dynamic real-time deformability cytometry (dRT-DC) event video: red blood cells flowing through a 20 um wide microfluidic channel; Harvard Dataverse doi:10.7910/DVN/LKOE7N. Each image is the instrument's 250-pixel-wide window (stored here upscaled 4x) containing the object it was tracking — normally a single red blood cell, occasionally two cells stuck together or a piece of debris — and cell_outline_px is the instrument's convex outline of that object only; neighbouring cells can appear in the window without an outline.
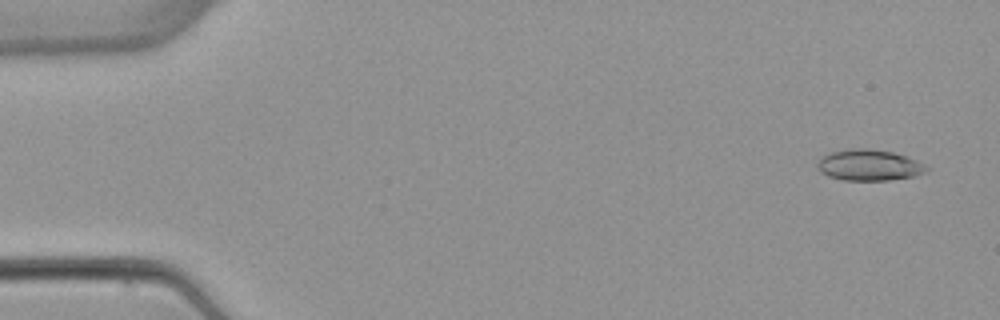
{"species": "common noctule bat (a hibernating species)", "species_latin": "Nyctalus noctula", "temperature_condition": "warm", "stored_images_in_passage": 7, "camera_frame_rate_fps": 3000, "um_per_image_px": 0.085, "animal": {"sex": "female", "body_mass_g": 22.7, "forearm_length_mm": 54.2}, "frame": {"image": 1, "passage_image": 1, "time_ms": 0.0, "image_size_px": [1000, 320], "cell_outline_px": [[928, 168], [924, 172], [912, 176], [888, 180], [844, 180], [828, 176], [820, 172], [816, 168], [816, 164], [824, 156], [832, 152], [848, 148], [868, 148], [892, 152], [916, 160], [924, 164]], "centroid_in_image_um": [73.82, 14.03], "position_along_channel_um": 11.2, "area_um2": 19.54}}
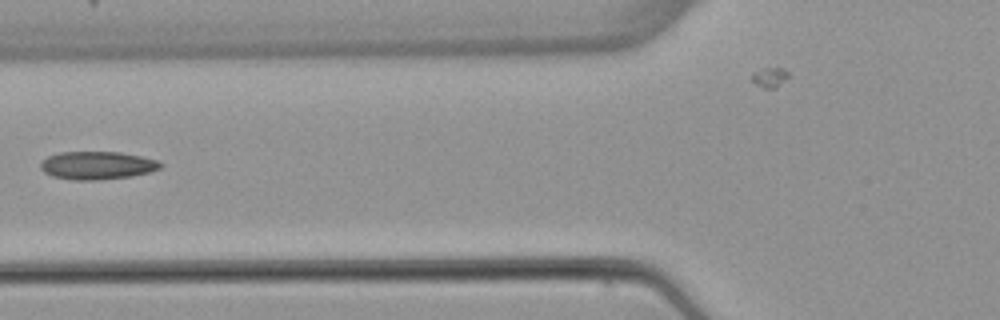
{"frame": {"image": 2, "passage_image": 5, "time_ms": 6.0, "image_size_px": [1000, 320], "cell_outline_px": [[164, 164], [160, 168], [152, 172], [132, 176], [100, 180], [72, 180], [52, 176], [44, 172], [40, 168], [40, 160], [48, 156], [60, 152], [120, 152], [140, 156], [156, 160]], "centroid_in_image_um": [8.25, 14.06], "position_along_channel_um": 117.6, "area_um2": 19.77}}
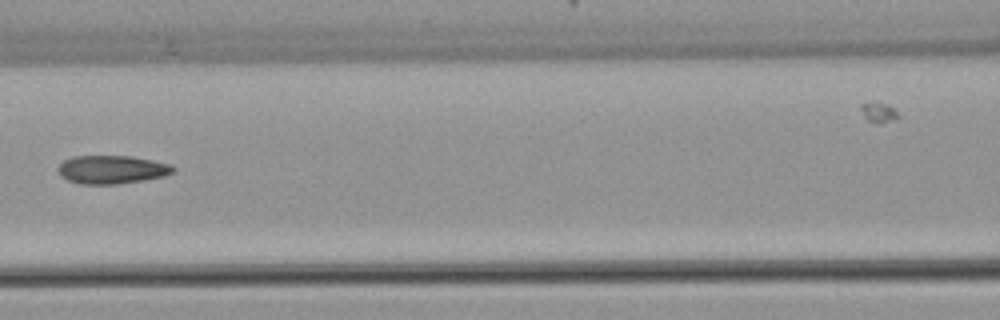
{"frame": {"image": 3, "passage_image": 6, "time_ms": 7.0, "image_size_px": [1000, 320], "cell_outline_px": [[176, 172], [164, 176], [144, 180], [116, 184], [80, 184], [68, 180], [60, 176], [56, 168], [64, 160], [72, 156], [132, 156], [172, 164], [176, 168]], "centroid_in_image_um": [9.52, 14.41], "position_along_channel_um": 157.1, "area_um2": 19.25}}